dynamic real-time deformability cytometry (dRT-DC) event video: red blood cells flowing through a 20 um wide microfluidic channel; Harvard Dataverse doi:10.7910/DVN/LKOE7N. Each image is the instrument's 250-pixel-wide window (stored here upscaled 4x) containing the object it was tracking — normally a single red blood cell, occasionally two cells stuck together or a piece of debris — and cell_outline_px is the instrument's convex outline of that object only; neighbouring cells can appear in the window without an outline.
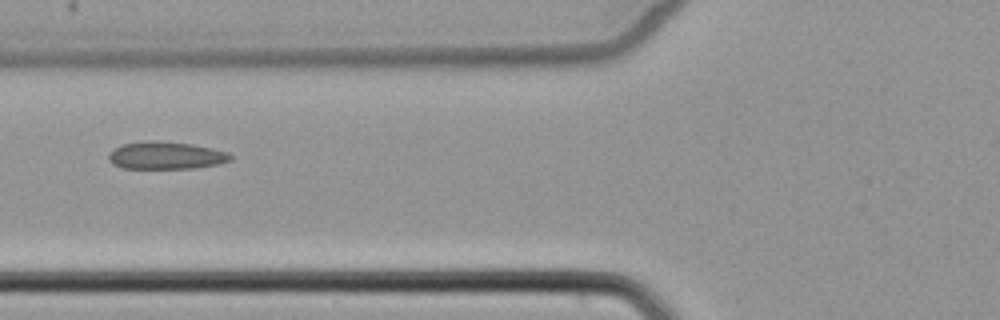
{"species": "common noctule bat (a hibernating species)", "species_latin": "Nyctalus noctula", "temperature_condition": "cold", "stored_images_in_passage": 2, "camera_frame_rate_fps": 3000, "um_per_image_px": 0.085, "animal": {"sex": "female", "body_mass_g": 22.7, "forearm_length_mm": 54.2}, "frame": {"image": 1, "passage_image": 2, "time_ms": 1.333, "image_size_px": [1000, 320], "cell_outline_px": [[232, 160], [220, 164], [196, 168], [124, 168], [112, 164], [108, 160], [108, 156], [112, 148], [124, 144], [156, 140], [192, 144], [212, 148], [228, 152], [232, 156]], "centroid_in_image_um": [14.12, 13.22], "position_along_channel_um": 111.7, "area_um2": 19.59}}